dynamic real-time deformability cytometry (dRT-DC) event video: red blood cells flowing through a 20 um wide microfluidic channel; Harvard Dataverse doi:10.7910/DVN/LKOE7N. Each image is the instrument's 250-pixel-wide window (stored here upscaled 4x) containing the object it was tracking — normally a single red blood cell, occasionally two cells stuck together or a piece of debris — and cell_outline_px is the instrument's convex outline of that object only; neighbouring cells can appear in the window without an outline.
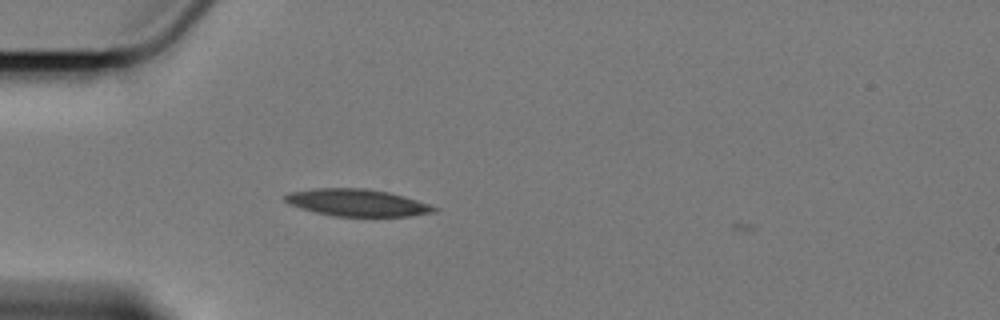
{"species": "Egyptian fruit bat (a non-hibernating species)", "species_latin": "Rousettus aegyptiacus", "temperature_condition": "cold", "stored_images_in_passage": 2, "camera_frame_rate_fps": 3000, "um_per_image_px": 0.085, "animal": {"sex": "female"}, "frame": {"image": 1, "passage_image": 1, "time_ms": 0.0, "image_size_px": [1000, 320], "cell_outline_px": [[440, 208], [436, 212], [408, 216], [332, 216], [316, 212], [288, 204], [284, 200], [284, 196], [288, 192], [312, 188], [368, 188], [388, 192], [404, 196]], "centroid_in_image_um": [30.34, 17.22], "position_along_channel_um": 54.7, "area_um2": 23.58}}